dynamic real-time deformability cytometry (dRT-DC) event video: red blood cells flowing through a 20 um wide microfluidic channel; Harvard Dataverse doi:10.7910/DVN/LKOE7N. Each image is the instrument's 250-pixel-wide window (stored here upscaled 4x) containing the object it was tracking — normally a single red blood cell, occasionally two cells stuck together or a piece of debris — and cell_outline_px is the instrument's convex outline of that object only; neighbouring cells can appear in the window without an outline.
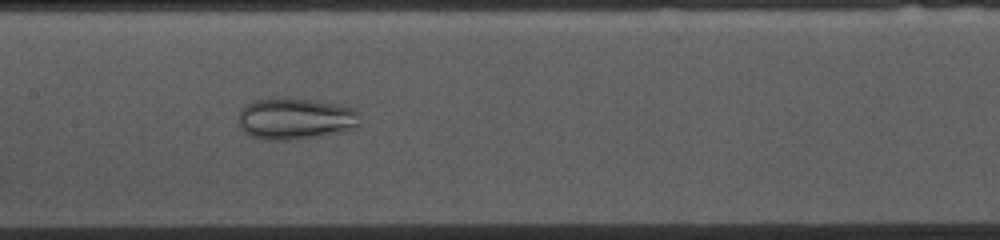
{"species": "common noctule bat (a hibernating species)", "species_latin": "Nyctalus noctula", "temperature_condition": "cold", "stored_images_in_passage": 54, "camera_frame_rate_fps": 3000, "um_per_image_px": 0.085, "animal": {"sex": "female", "body_mass_g": 10.0, "forearm_length_mm": 53.1}, "frame": {"image": 1, "passage_image": 25, "time_ms": 8.0, "image_size_px": [1000, 240], "cell_outline_px": [[360, 124], [356, 128], [340, 132], [320, 136], [288, 140], [268, 140], [248, 136], [240, 128], [240, 108], [244, 104], [256, 100], [276, 96], [316, 100], [340, 104], [352, 108], [356, 112]], "centroid_in_image_um": [25.08, 10.07], "position_along_channel_um": 182.3, "area_um2": 29.88}}
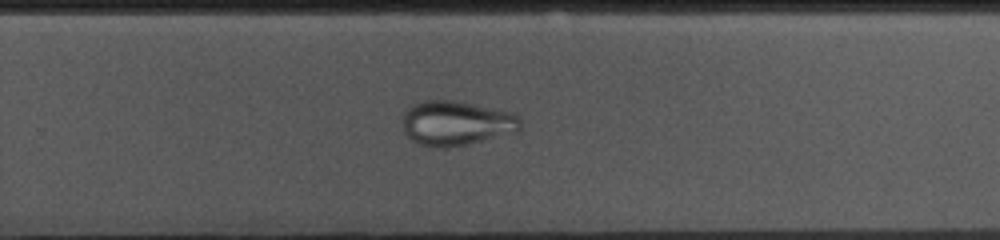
{"frame": {"image": 2, "passage_image": 34, "time_ms": 11.0, "image_size_px": [1000, 240], "cell_outline_px": [[520, 128], [516, 132], [468, 144], [444, 148], [436, 148], [420, 144], [412, 140], [404, 132], [400, 124], [404, 112], [412, 104], [424, 100], [452, 100], [512, 112], [520, 116]], "centroid_in_image_um": [38.74, 10.47], "position_along_channel_um": 291.1, "area_um2": 30.87}}
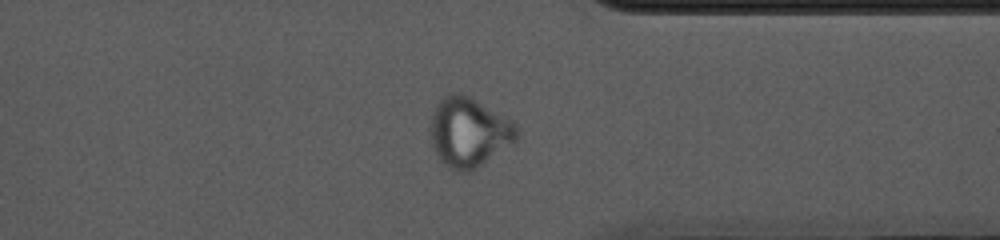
{"frame": {"image": 3, "passage_image": 41, "time_ms": 13.333, "image_size_px": [1000, 240], "cell_outline_px": [[520, 136], [516, 140], [476, 168], [468, 172], [456, 172], [448, 168], [440, 160], [432, 144], [428, 128], [432, 112], [436, 104], [448, 92], [460, 92], [476, 100], [516, 124], [520, 132]], "centroid_in_image_um": [39.81, 11.23], "position_along_channel_um": 371.6, "area_um2": 35.03}}